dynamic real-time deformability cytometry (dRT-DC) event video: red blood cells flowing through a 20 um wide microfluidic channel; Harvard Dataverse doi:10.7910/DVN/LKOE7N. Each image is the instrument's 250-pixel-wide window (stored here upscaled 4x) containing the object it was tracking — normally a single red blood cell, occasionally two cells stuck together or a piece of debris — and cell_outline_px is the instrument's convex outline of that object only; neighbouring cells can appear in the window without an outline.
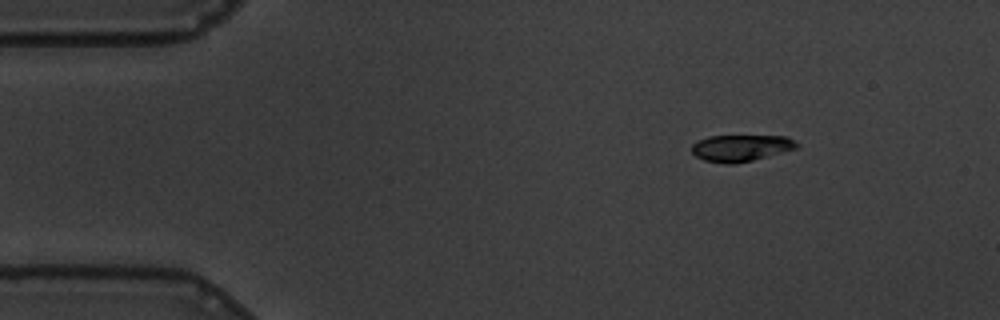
{"species": "common noctule bat (a hibernating species)", "species_latin": "Nyctalus noctula", "temperature_condition": "warm", "stored_images_in_passage": 51, "camera_frame_rate_fps": 3000, "um_per_image_px": 0.085, "animal": {"sex": "male", "body_mass_g": 19.5, "forearm_length_mm": 54.6}, "frame": {"image": 1, "passage_image": 1, "time_ms": 0.0, "image_size_px": [1000, 320], "cell_outline_px": [[800, 144], [796, 148], [752, 160], [736, 164], [724, 164], [704, 160], [696, 156], [692, 152], [692, 144], [696, 140], [708, 136], [784, 136]], "centroid_in_image_um": [62.91, 12.58], "position_along_channel_um": 22.1, "area_um2": 16.18}}
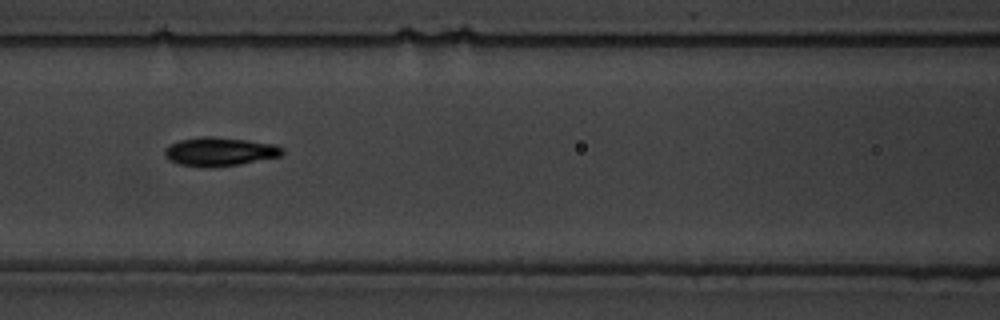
{"frame": {"image": 2, "passage_image": 18, "time_ms": 5.667, "image_size_px": [1000, 320], "cell_outline_px": [[284, 152], [280, 156], [240, 164], [204, 168], [180, 164], [168, 160], [164, 156], [164, 148], [180, 140], [200, 136], [212, 136], [276, 144], [284, 148]], "centroid_in_image_um": [18.65, 12.89], "position_along_channel_um": 147.9, "area_um2": 19.71}}
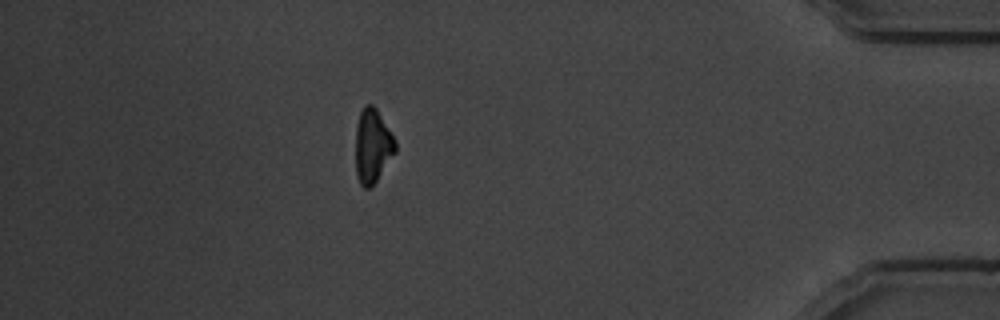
{"frame": {"image": 3, "passage_image": 44, "time_ms": 14.333, "image_size_px": [1000, 320], "cell_outline_px": [[396, 152], [376, 180], [368, 188], [364, 188], [360, 184], [356, 176], [356, 124], [360, 112], [364, 104], [372, 104], [376, 108], [396, 140]], "centroid_in_image_um": [31.66, 12.38], "position_along_channel_um": 403.5, "area_um2": 17.11}, "authors_computed_cell_mechanics": {"area_um2": 18.0914, "velocity_mm_per_s": 3.5011, "shape_relaxation_time_tau1_ms": 5.1481, "shape_relaxation_time_tau2_ms": 2.0608, "deformation_change_tau1": 0.1832, "deformation_change_tau2": 0.0566}}